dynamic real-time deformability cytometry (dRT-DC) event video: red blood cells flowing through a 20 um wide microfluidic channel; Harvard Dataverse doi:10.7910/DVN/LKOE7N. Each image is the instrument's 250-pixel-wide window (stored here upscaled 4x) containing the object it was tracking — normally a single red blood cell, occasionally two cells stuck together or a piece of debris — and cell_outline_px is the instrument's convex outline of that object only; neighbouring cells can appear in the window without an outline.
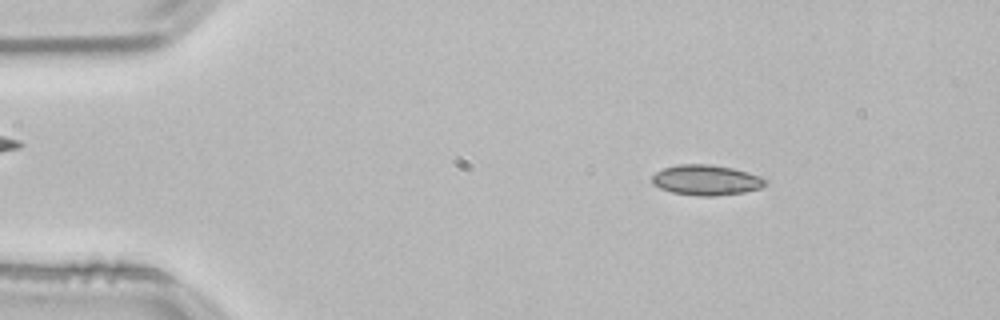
{"species": "common noctule bat (a hibernating species)", "species_latin": "Nyctalus noctula", "temperature_condition": "room temperature", "stored_images_in_passage": 52, "camera_frame_rate_fps": 3000, "um_per_image_px": 0.085, "animal": {"sex": "male", "body_mass_g": 21.5, "forearm_length_mm": 52.0}, "frame": {"image": 1, "passage_image": 7, "time_ms": 2.0, "image_size_px": [1000, 320], "cell_outline_px": [[768, 184], [760, 188], [744, 192], [716, 196], [700, 196], [672, 192], [660, 188], [652, 184], [652, 176], [656, 172], [664, 168], [676, 164], [712, 164], [732, 168], [748, 172], [760, 176], [768, 180]], "centroid_in_image_um": [60.05, 15.3], "position_along_channel_um": 25.0, "area_um2": 20.17}}
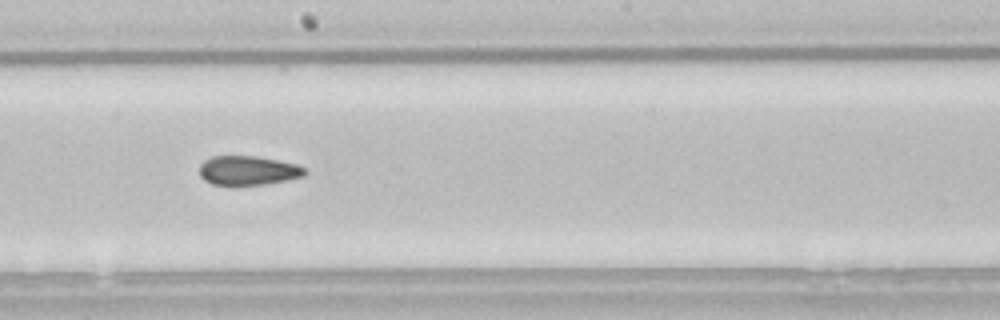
{"frame": {"image": 2, "passage_image": 28, "time_ms": 9.0, "image_size_px": [1000, 320], "cell_outline_px": [[308, 172], [304, 176], [264, 184], [232, 188], [212, 184], [204, 180], [200, 176], [200, 164], [204, 160], [212, 156], [256, 156], [296, 164], [304, 168]], "centroid_in_image_um": [21.02, 14.53], "position_along_channel_um": 227.2, "area_um2": 18.44}}
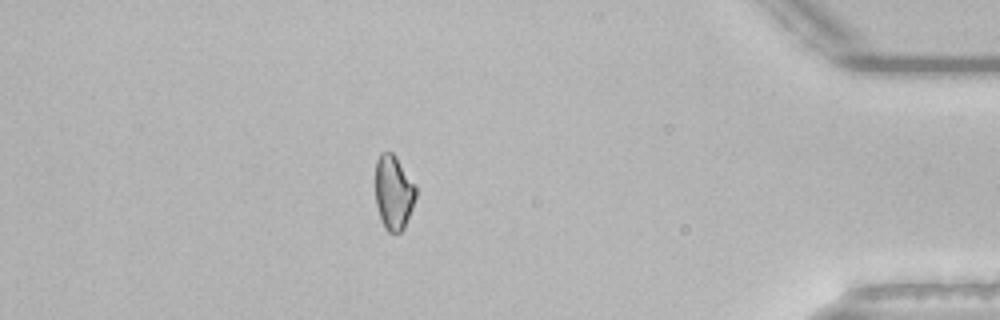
{"frame": {"image": 3, "passage_image": 45, "time_ms": 14.667, "image_size_px": [1000, 320], "cell_outline_px": [[416, 196], [412, 208], [404, 228], [400, 232], [388, 232], [384, 228], [376, 204], [376, 160], [380, 152], [392, 152], [396, 156], [416, 184]], "centroid_in_image_um": [33.46, 16.33], "position_along_channel_um": 401.7, "area_um2": 17.63}, "authors_computed_cell_mechanics": {"area_um2": 18.6694, "velocity_mm_per_s": 3.8486, "shape_relaxation_time_tau1_ms": null, "shape_relaxation_time_tau2_ms": 8.3168, "deformation_change_tau1": null, "deformation_change_tau2": 0.1112}}